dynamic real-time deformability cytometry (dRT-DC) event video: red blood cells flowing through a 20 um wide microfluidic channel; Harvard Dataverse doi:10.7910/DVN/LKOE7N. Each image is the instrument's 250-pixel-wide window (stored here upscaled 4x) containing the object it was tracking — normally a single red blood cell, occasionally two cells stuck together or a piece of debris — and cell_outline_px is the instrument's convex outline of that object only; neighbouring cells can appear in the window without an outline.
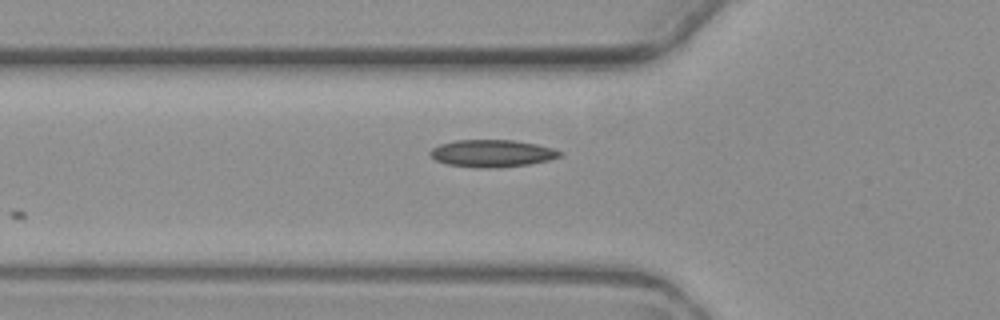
{"species": "common noctule bat (a hibernating species)", "species_latin": "Nyctalus noctula", "temperature_condition": "warm", "stored_images_in_passage": 4, "camera_frame_rate_fps": 3000, "um_per_image_px": 0.085, "animal": {"sex": "female", "body_mass_g": 19.3, "forearm_length_mm": 54.1}, "frame": {"image": 1, "passage_image": 3, "time_ms": 2.333, "image_size_px": [1000, 320], "cell_outline_px": [[564, 152], [560, 156], [548, 160], [528, 164], [488, 168], [480, 168], [448, 164], [436, 160], [428, 152], [432, 148], [440, 144], [456, 140], [512, 140], [536, 144], [552, 148]], "centroid_in_image_um": [41.82, 13.03], "position_along_channel_um": 84.0, "area_um2": 20.35}}